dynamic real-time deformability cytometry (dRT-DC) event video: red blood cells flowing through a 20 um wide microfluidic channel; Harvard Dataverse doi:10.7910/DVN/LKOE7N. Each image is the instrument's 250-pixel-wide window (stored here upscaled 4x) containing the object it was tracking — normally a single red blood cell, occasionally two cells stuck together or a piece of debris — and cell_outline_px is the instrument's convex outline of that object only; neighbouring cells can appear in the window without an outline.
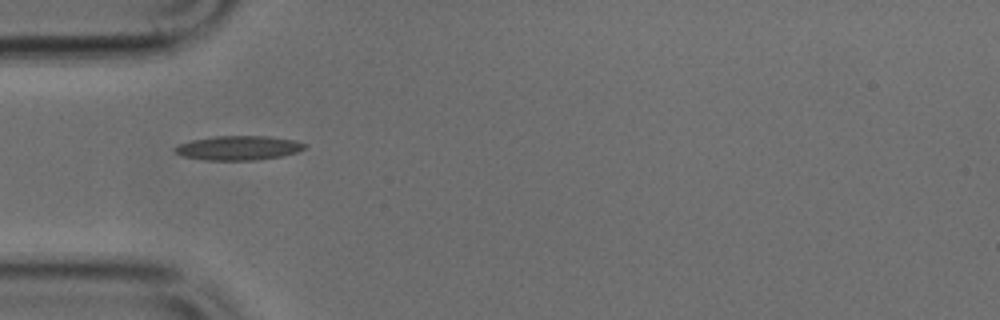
{"species": "common noctule bat (a hibernating species)", "species_latin": "Nyctalus noctula", "temperature_condition": "cold", "stored_images_in_passage": 48, "camera_frame_rate_fps": 3000, "um_per_image_px": 0.085, "animal": {"sex": "male", "body_mass_g": 17.9, "forearm_length_mm": 54.2}, "frame": {"image": 1, "passage_image": 14, "time_ms": 4.333, "image_size_px": [1000, 320], "cell_outline_px": [[308, 148], [296, 152], [280, 156], [256, 160], [208, 160], [184, 156], [176, 152], [172, 148], [176, 144], [192, 140], [216, 136], [268, 136], [296, 140], [308, 144]], "centroid_in_image_um": [20.3, 12.56], "position_along_channel_um": 64.7, "area_um2": 18.44}}
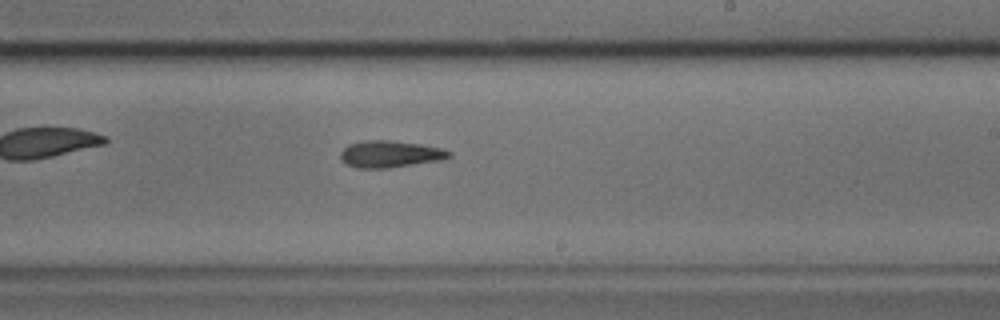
{"frame": {"image": 2, "passage_image": 28, "time_ms": 9.0, "image_size_px": [1000, 320], "cell_outline_px": [[452, 156], [440, 160], [388, 168], [356, 168], [344, 164], [340, 160], [340, 152], [348, 144], [364, 140], [392, 140], [420, 144], [444, 148], [452, 152]], "centroid_in_image_um": [33.13, 13.09], "position_along_channel_um": 255.9, "area_um2": 17.22}}
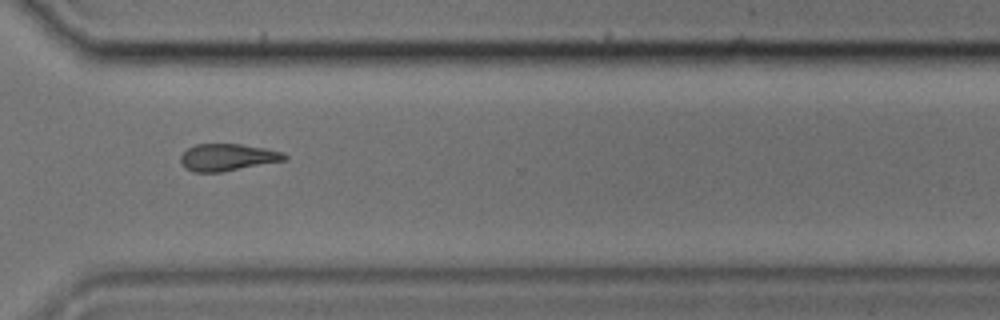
{"frame": {"image": 3, "passage_image": 35, "time_ms": 11.333, "image_size_px": [1000, 320], "cell_outline_px": [[288, 160], [220, 172], [192, 172], [184, 168], [180, 160], [180, 156], [188, 148], [196, 144], [240, 144], [264, 148], [280, 152], [288, 156]], "centroid_in_image_um": [19.32, 13.38], "position_along_channel_um": 351.3, "area_um2": 16.36}}